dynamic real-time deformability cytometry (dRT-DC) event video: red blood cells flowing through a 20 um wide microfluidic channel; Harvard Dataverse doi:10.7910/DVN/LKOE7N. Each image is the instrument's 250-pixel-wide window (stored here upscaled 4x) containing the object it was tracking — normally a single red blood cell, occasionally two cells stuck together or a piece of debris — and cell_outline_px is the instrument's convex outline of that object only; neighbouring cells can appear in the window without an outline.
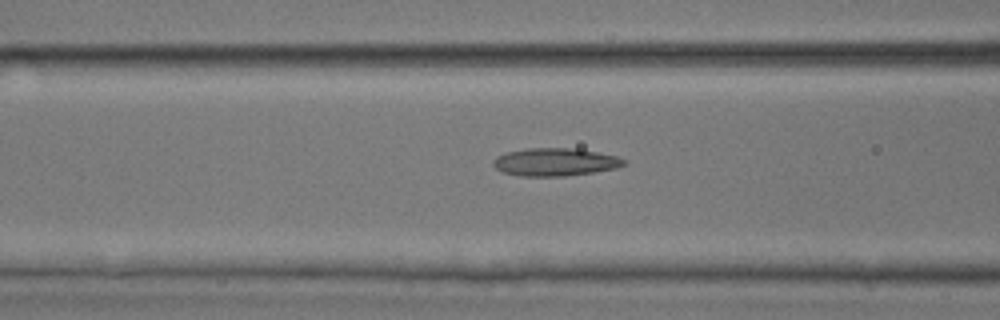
{"species": "common noctule bat (a hibernating species)", "species_latin": "Nyctalus noctula", "temperature_condition": "room temperature", "stored_images_in_passage": 39, "camera_frame_rate_fps": 3000, "um_per_image_px": 0.085, "animal": {"sex": "male", "body_mass_g": 17.9, "forearm_length_mm": 54.2}, "frame": {"image": 1, "passage_image": 13, "time_ms": 4.0, "image_size_px": [1000, 320], "cell_outline_px": [[628, 164], [616, 168], [592, 172], [564, 176], [520, 176], [500, 172], [492, 164], [492, 160], [496, 156], [504, 152], [528, 148], [576, 148], [616, 156], [628, 160]], "centroid_in_image_um": [47.16, 13.77], "position_along_channel_um": 119.4, "area_um2": 21.44}}
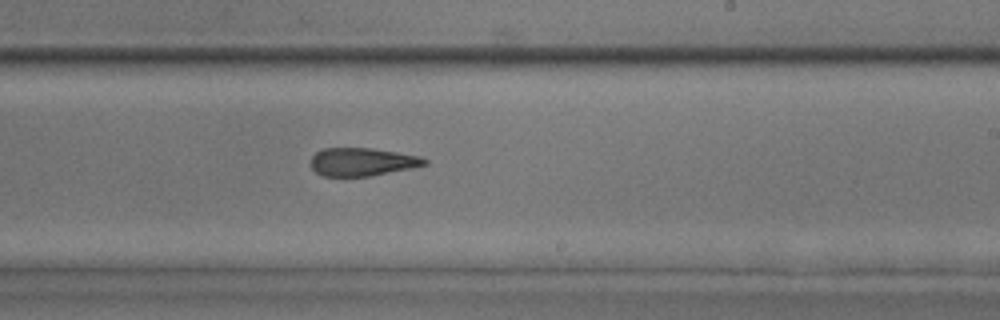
{"frame": {"image": 2, "passage_image": 22, "time_ms": 7.0, "image_size_px": [1000, 320], "cell_outline_px": [[428, 164], [412, 168], [368, 176], [320, 176], [312, 168], [312, 156], [316, 152], [324, 148], [372, 148], [420, 156], [428, 160]], "centroid_in_image_um": [30.79, 13.76], "position_along_channel_um": 258.2, "area_um2": 18.55}}
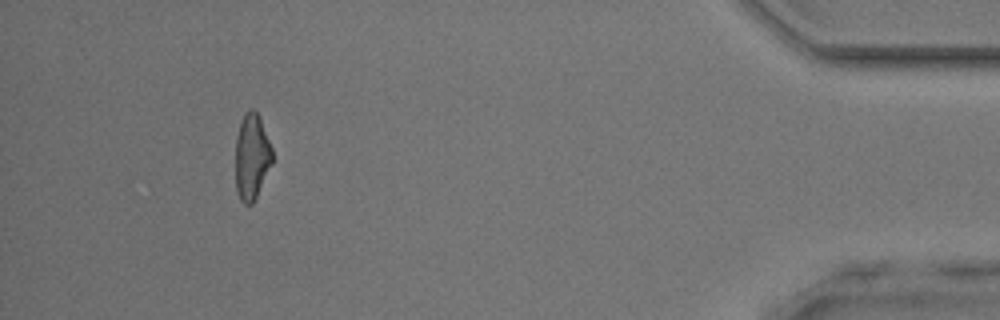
{"frame": {"image": 3, "passage_image": 36, "time_ms": 11.667, "image_size_px": [1000, 320], "cell_outline_px": [[272, 164], [252, 204], [244, 204], [240, 200], [236, 192], [236, 136], [244, 112], [248, 108], [252, 108], [260, 116], [272, 148]], "centroid_in_image_um": [21.4, 13.29], "position_along_channel_um": 413.8, "area_um2": 18.5}}